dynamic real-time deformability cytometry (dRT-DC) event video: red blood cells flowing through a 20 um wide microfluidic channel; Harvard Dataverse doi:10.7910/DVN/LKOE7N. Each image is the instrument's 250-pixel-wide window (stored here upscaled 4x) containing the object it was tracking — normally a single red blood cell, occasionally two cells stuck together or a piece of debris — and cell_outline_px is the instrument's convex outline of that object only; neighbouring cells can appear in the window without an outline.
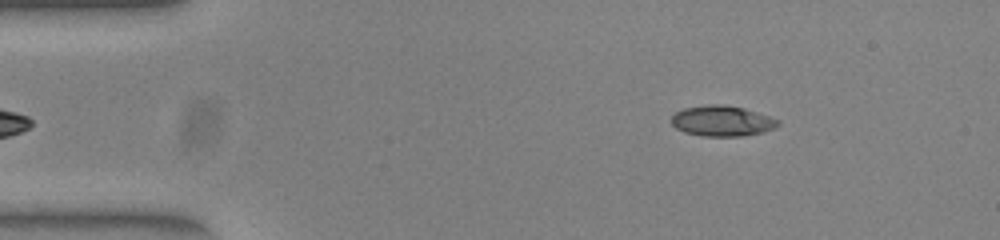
{"species": "common noctule bat (a hibernating species)", "species_latin": "Nyctalus noctula", "temperature_condition": "warm", "stored_images_in_passage": 46, "camera_frame_rate_fps": 3000, "um_per_image_px": 0.085, "animal": {"sex": "female", "body_mass_g": 23.0, "forearm_length_mm": 53.4}, "frame": {"image": 1, "passage_image": 2, "time_ms": 0.333, "image_size_px": [1000, 240], "cell_outline_px": [[780, 124], [764, 132], [744, 136], [700, 136], [684, 132], [676, 128], [672, 124], [672, 116], [676, 112], [684, 108], [708, 104], [724, 104], [744, 108], [780, 120]], "centroid_in_image_um": [61.37, 10.28], "position_along_channel_um": 23.6, "area_um2": 19.02}}
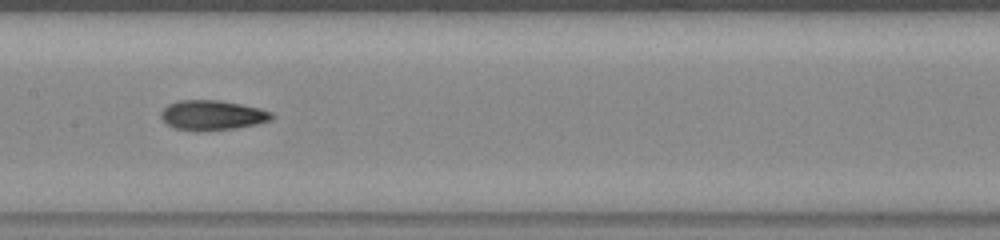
{"frame": {"image": 2, "passage_image": 20, "time_ms": 6.333, "image_size_px": [1000, 240], "cell_outline_px": [[272, 120], [256, 124], [232, 128], [176, 128], [168, 124], [160, 116], [160, 112], [168, 104], [176, 100], [216, 100], [240, 104], [260, 108], [272, 112]], "centroid_in_image_um": [18.06, 9.73], "position_along_channel_um": 189.3, "area_um2": 18.38}}
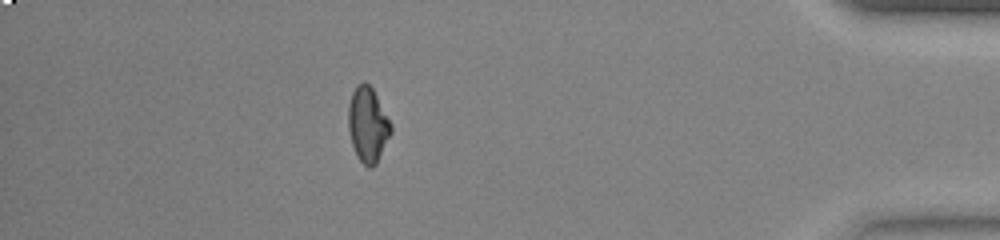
{"frame": {"image": 3, "passage_image": 40, "time_ms": 13.0, "image_size_px": [1000, 240], "cell_outline_px": [[392, 132], [376, 164], [372, 168], [368, 168], [356, 156], [352, 144], [348, 128], [348, 104], [352, 92], [356, 84], [364, 80], [372, 88], [392, 124]], "centroid_in_image_um": [31.25, 10.58], "position_along_channel_um": 403.9, "area_um2": 18.79}, "authors_computed_cell_mechanics": {"area_um2": 18.6694, "velocity_mm_per_s": 3.9586, "shape_relaxation_time_tau1_ms": null, "shape_relaxation_time_tau2_ms": 2.1444, "deformation_change_tau1": null, "deformation_change_tau2": 0.074}}